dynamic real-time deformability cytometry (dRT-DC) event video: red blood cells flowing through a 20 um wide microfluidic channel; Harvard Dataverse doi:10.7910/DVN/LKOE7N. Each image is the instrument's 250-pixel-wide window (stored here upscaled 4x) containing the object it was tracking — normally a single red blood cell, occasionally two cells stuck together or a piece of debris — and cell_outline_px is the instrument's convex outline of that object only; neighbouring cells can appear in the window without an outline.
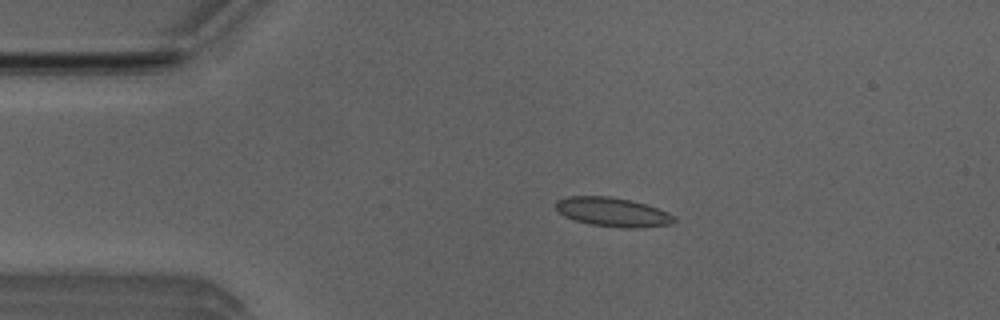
{"species": "Egyptian fruit bat (a non-hibernating species)", "species_latin": "Rousettus aegyptiacus", "temperature_condition": "room temperature", "stored_images_in_passage": 4, "camera_frame_rate_fps": 3000, "um_per_image_px": 0.085, "animal": {"sex": "male"}, "frame": {"image": 1, "passage_image": 2, "time_ms": 0.333, "image_size_px": [1000, 320], "cell_outline_px": [[676, 220], [672, 224], [636, 228], [620, 228], [588, 224], [564, 216], [556, 208], [556, 200], [568, 196], [608, 196], [632, 200], [668, 212], [676, 216]], "centroid_in_image_um": [52.09, 18.03], "position_along_channel_um": 32.9, "area_um2": 20.11}}